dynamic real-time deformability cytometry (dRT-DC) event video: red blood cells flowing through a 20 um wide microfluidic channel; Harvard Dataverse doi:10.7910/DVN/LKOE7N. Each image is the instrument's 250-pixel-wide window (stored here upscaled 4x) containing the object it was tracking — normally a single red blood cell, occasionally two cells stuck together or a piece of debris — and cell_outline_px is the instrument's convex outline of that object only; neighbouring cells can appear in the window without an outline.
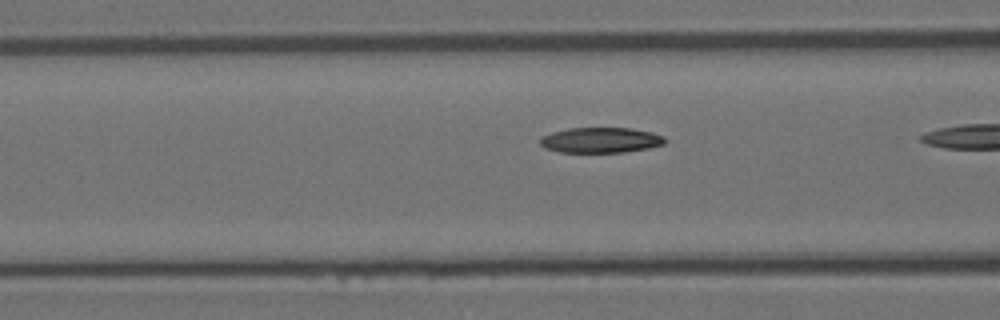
{"species": "Egyptian fruit bat (a non-hibernating species)", "species_latin": "Rousettus aegyptiacus", "temperature_condition": "room temperature", "stored_images_in_passage": 20, "camera_frame_rate_fps": 3000, "um_per_image_px": 0.085, "animal": {"sex": "female"}, "frame": {"image": 1, "passage_image": 18, "time_ms": 5.667, "image_size_px": [1000, 320], "cell_outline_px": [[668, 140], [664, 144], [648, 148], [624, 152], [560, 152], [544, 148], [540, 144], [540, 136], [552, 132], [568, 128], [632, 128], [652, 132], [664, 136]], "centroid_in_image_um": [51.06, 11.9], "position_along_channel_um": 115.5, "area_um2": 18.61}}